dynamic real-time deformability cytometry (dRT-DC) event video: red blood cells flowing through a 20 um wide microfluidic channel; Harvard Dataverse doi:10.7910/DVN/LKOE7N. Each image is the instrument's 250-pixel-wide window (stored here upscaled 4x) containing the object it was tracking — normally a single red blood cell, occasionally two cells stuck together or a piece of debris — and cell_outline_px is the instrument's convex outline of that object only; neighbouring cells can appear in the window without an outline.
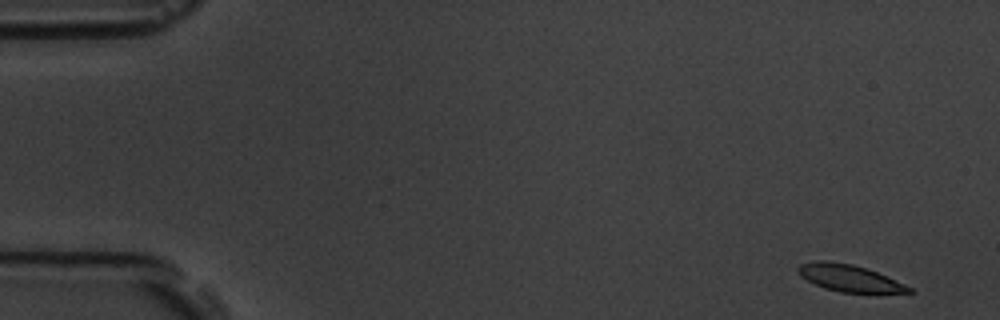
{"species": "common noctule bat (a hibernating species)", "species_latin": "Nyctalus noctula", "temperature_condition": "room temperature", "stored_images_in_passage": 5, "camera_frame_rate_fps": 3000, "um_per_image_px": 0.085, "animal": {"sex": "male", "body_mass_g": 19.5, "forearm_length_mm": 54.6}, "frame": {"image": 1, "passage_image": 1, "time_ms": 0.0, "image_size_px": [1000, 320], "cell_outline_px": [[916, 292], [840, 292], [824, 288], [800, 276], [796, 272], [796, 268], [800, 264], [816, 260], [824, 260], [852, 264], [876, 272], [904, 284], [912, 288]], "centroid_in_image_um": [72.12, 23.62], "position_along_channel_um": 12.9, "area_um2": 17.05}}